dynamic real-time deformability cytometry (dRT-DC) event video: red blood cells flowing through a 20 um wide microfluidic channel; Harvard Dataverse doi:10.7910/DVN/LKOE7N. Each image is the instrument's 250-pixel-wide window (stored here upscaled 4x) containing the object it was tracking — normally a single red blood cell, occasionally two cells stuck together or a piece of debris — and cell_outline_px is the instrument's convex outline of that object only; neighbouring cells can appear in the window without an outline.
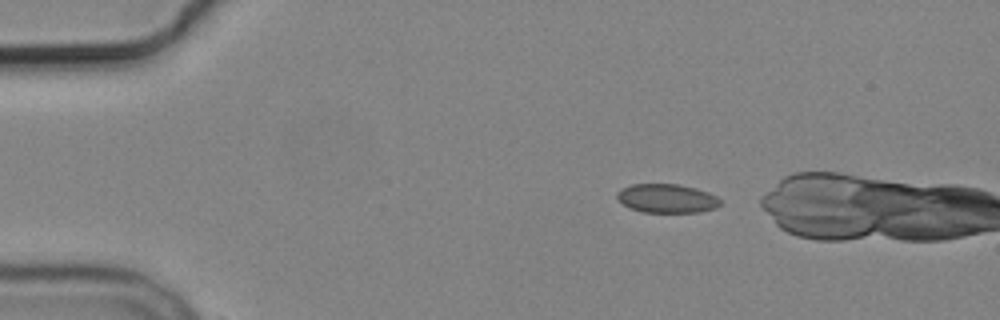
{"species": "common noctule bat (a hibernating species)", "species_latin": "Nyctalus noctula", "temperature_condition": "cold", "stored_images_in_passage": 4, "camera_frame_rate_fps": 3000, "um_per_image_px": 0.085, "animal": {"sex": "male", "body_mass_g": 19.2, "forearm_length_mm": 51.8}, "frame": {"image": 1, "passage_image": 1, "time_ms": 0.0, "image_size_px": [1000, 320], "cell_outline_px": [[720, 204], [716, 208], [700, 212], [640, 212], [628, 208], [616, 200], [616, 192], [620, 188], [632, 184], [680, 184], [696, 188], [708, 192], [716, 196], [720, 200]], "centroid_in_image_um": [56.62, 16.86], "position_along_channel_um": 28.4, "area_um2": 17.69}}